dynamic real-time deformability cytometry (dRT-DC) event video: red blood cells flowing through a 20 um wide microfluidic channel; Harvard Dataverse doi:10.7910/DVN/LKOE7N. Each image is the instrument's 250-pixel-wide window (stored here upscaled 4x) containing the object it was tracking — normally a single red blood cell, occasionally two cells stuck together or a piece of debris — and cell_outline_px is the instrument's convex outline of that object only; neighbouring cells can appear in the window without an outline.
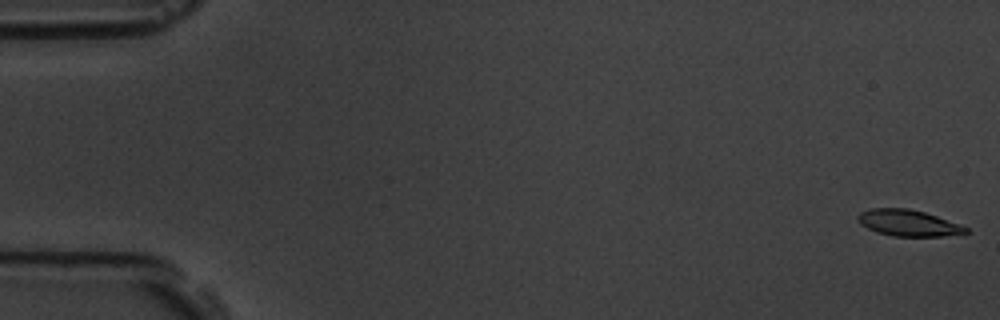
{"species": "common noctule bat (a hibernating species)", "species_latin": "Nyctalus noctula", "temperature_condition": "room temperature", "stored_images_in_passage": 57, "segment_of_instrument_passage": [1, 2], "camera_frame_rate_fps": 3000, "um_per_image_px": 0.085, "animal": {"sex": "male", "body_mass_g": 19.5, "forearm_length_mm": 54.6}, "frame": {"image": 1, "passage_image": 1, "time_ms": 0.0, "image_size_px": [1000, 320], "cell_outline_px": [[968, 232], [940, 236], [892, 236], [876, 232], [860, 224], [856, 216], [860, 212], [868, 208], [908, 208], [924, 212], [960, 224], [968, 228]], "centroid_in_image_um": [77.14, 18.94], "position_along_channel_um": 7.9, "area_um2": 16.47}}
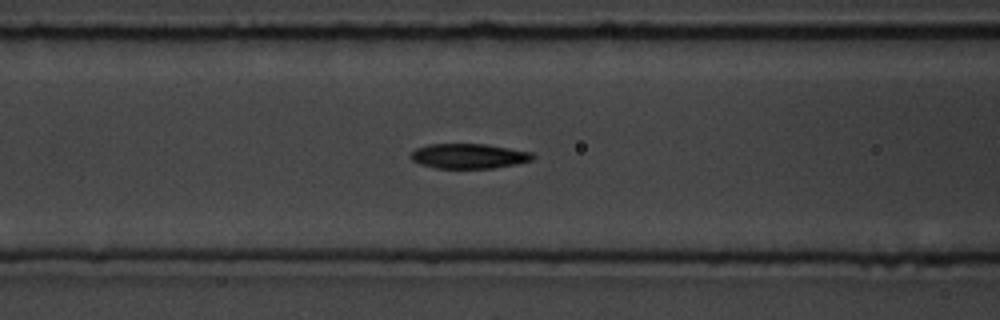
{"frame": {"image": 2, "passage_image": 23, "time_ms": 7.333, "image_size_px": [1000, 320], "cell_outline_px": [[536, 156], [532, 160], [516, 164], [492, 168], [436, 168], [420, 164], [412, 160], [408, 156], [416, 148], [428, 144], [484, 144], [532, 152]], "centroid_in_image_um": [39.83, 13.26], "position_along_channel_um": 126.8, "area_um2": 17.69}}
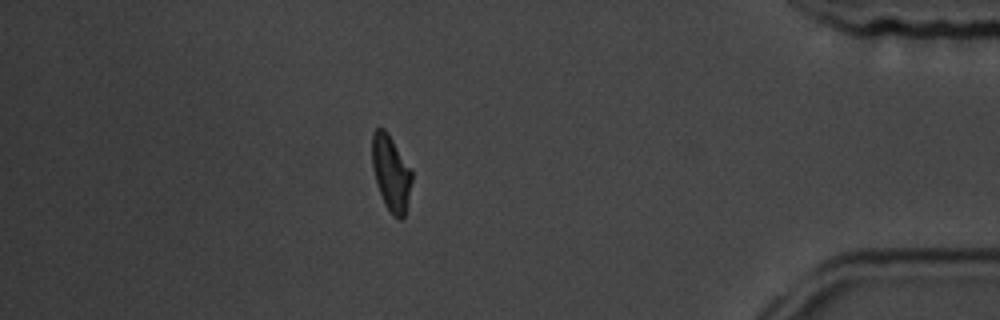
{"frame": {"image": 3, "passage_image": 49, "time_ms": 16.0, "image_size_px": [1000, 320], "cell_outline_px": [[412, 180], [404, 216], [400, 220], [392, 216], [384, 204], [376, 184], [372, 168], [372, 132], [376, 128], [384, 128], [388, 132], [412, 168]], "centroid_in_image_um": [33.23, 14.69], "position_along_channel_um": 402.0, "area_um2": 17.86}}